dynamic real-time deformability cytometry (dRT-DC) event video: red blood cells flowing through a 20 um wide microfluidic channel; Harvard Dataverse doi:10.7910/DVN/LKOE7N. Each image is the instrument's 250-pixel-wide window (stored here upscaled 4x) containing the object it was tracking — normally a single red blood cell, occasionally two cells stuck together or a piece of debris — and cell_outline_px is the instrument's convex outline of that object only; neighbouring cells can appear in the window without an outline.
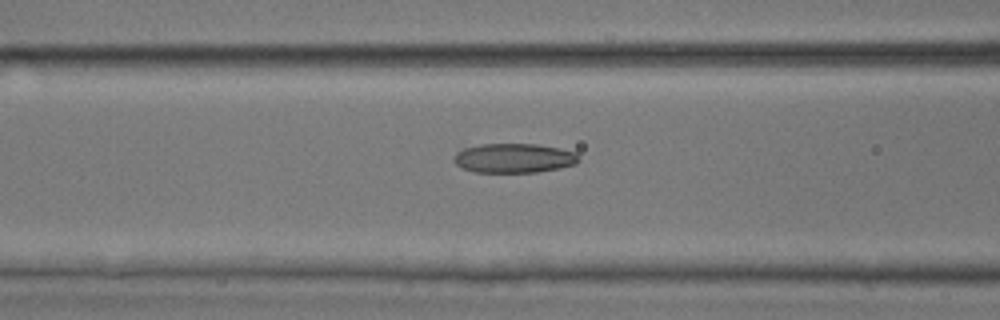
{"species": "common noctule bat (a hibernating species)", "species_latin": "Nyctalus noctula", "temperature_condition": "room temperature", "stored_images_in_passage": 8, "camera_frame_rate_fps": 3000, "um_per_image_px": 0.085, "animal": {"sex": "male", "body_mass_g": 17.9, "forearm_length_mm": 54.2}, "frame": {"image": 1, "passage_image": 6, "time_ms": 1.667, "image_size_px": [1000, 320], "cell_outline_px": [[580, 160], [576, 164], [560, 168], [536, 172], [472, 172], [456, 164], [452, 160], [452, 156], [456, 152], [464, 148], [480, 144], [536, 144], [560, 148], [576, 152]], "centroid_in_image_um": [43.68, 13.44], "position_along_channel_um": 122.9, "area_um2": 21.56}}